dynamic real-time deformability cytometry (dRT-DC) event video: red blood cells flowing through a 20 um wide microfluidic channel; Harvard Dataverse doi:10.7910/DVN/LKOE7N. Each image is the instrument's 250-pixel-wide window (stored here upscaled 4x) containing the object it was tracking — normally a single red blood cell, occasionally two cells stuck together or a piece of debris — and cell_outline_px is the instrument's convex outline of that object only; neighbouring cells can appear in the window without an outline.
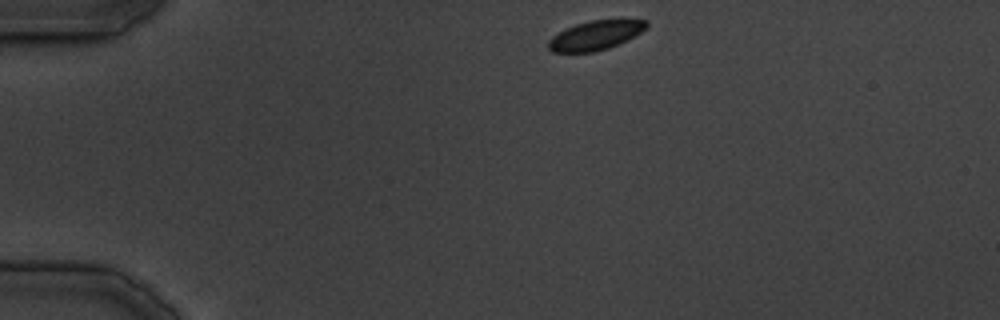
{"species": "common noctule bat (a hibernating species)", "species_latin": "Nyctalus noctula", "temperature_condition": "cold", "stored_images_in_passage": 9, "camera_frame_rate_fps": 3000, "um_per_image_px": 0.085, "animal": {"sex": "male", "body_mass_g": 19.5, "forearm_length_mm": 54.6}, "frame": {"image": 1, "passage_image": 1, "time_ms": 0.0, "image_size_px": [1000, 320], "cell_outline_px": [[648, 24], [640, 32], [628, 40], [608, 48], [592, 52], [552, 52], [548, 48], [548, 40], [552, 36], [576, 24], [592, 20], [648, 20]], "centroid_in_image_um": [50.59, 3.01], "position_along_channel_um": 34.4, "area_um2": 16.42}}
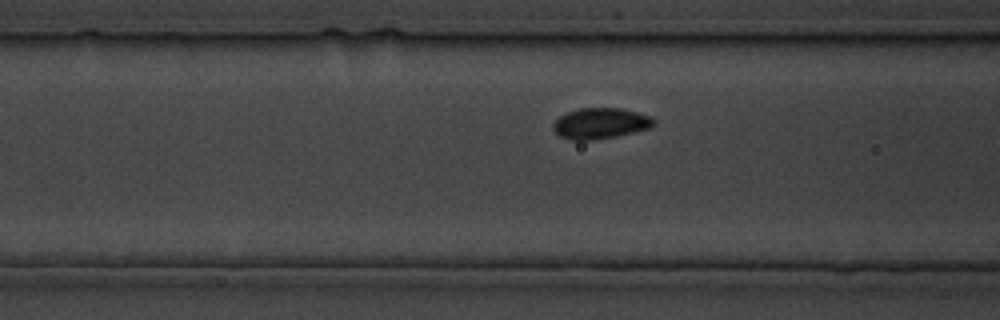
{"frame": {"image": 2, "passage_image": 8, "time_ms": 9.667, "image_size_px": [1000, 320], "cell_outline_px": [[656, 124], [648, 128], [616, 136], [592, 140], [572, 140], [560, 136], [552, 128], [552, 124], [560, 116], [568, 112], [580, 108], [620, 108], [652, 116], [656, 120]], "centroid_in_image_um": [51.04, 10.48], "position_along_channel_um": 115.6, "area_um2": 17.98}}